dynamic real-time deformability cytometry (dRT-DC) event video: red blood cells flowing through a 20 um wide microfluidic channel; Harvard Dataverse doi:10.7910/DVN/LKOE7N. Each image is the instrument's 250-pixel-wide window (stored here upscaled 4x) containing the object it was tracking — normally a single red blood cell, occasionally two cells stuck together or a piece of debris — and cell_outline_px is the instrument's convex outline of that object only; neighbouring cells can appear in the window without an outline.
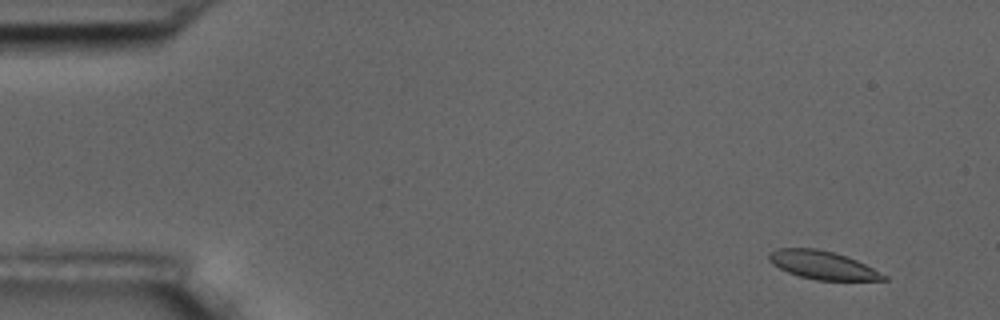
{"species": "common noctule bat (a hibernating species)", "species_latin": "Nyctalus noctula", "temperature_condition": "room temperature", "stored_images_in_passage": 8, "camera_frame_rate_fps": 3000, "um_per_image_px": 0.085, "animal": {"sex": "male", "body_mass_g": 17.5, "forearm_length_mm": 52.3}, "frame": {"image": 1, "passage_image": 2, "time_ms": 1.0, "image_size_px": [1000, 320], "cell_outline_px": [[888, 280], [816, 280], [800, 276], [788, 272], [772, 264], [768, 260], [768, 256], [776, 248], [816, 248], [832, 252], [856, 260], [888, 276]], "centroid_in_image_um": [69.91, 22.53], "position_along_channel_um": 15.1, "area_um2": 18.61}}
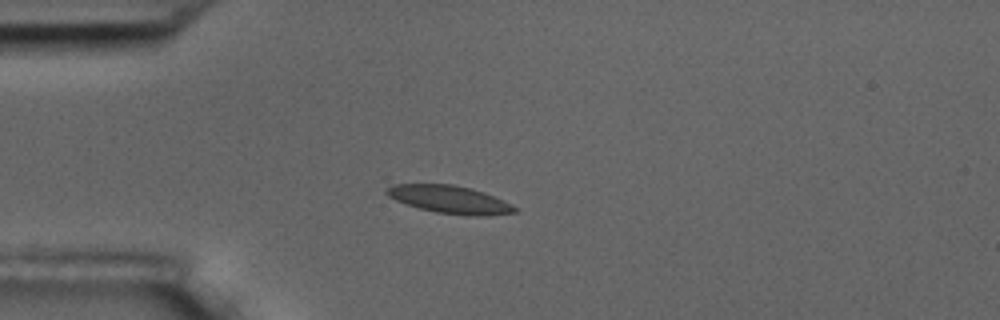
{"frame": {"image": 2, "passage_image": 5, "time_ms": 4.667, "image_size_px": [1000, 320], "cell_outline_px": [[520, 208], [516, 212], [484, 216], [468, 216], [436, 212], [420, 208], [396, 200], [388, 196], [384, 192], [384, 188], [392, 184], [452, 184], [472, 188], [484, 192], [504, 200]], "centroid_in_image_um": [38.25, 16.95], "position_along_channel_um": 46.8, "area_um2": 20.92}}
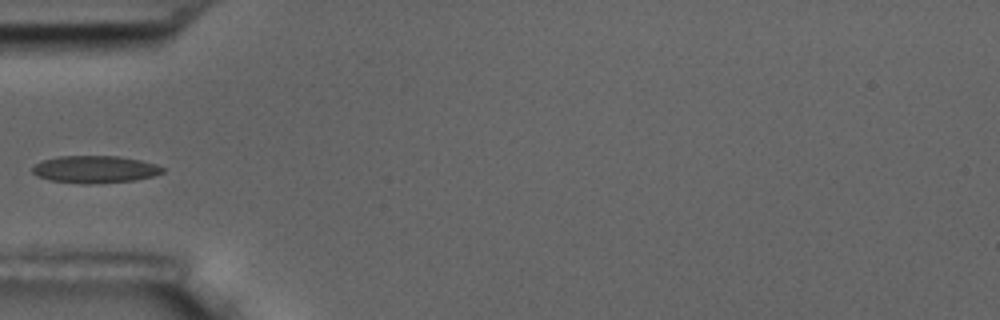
{"frame": {"image": 3, "passage_image": 6, "time_ms": 6.0, "image_size_px": [1000, 320], "cell_outline_px": [[164, 172], [152, 176], [136, 180], [84, 184], [80, 184], [48, 180], [36, 176], [32, 172], [32, 168], [36, 164], [44, 160], [56, 156], [116, 156], [140, 160], [156, 164], [164, 168]], "centroid_in_image_um": [8.04, 14.4], "position_along_channel_um": 77.0, "area_um2": 20.69}}